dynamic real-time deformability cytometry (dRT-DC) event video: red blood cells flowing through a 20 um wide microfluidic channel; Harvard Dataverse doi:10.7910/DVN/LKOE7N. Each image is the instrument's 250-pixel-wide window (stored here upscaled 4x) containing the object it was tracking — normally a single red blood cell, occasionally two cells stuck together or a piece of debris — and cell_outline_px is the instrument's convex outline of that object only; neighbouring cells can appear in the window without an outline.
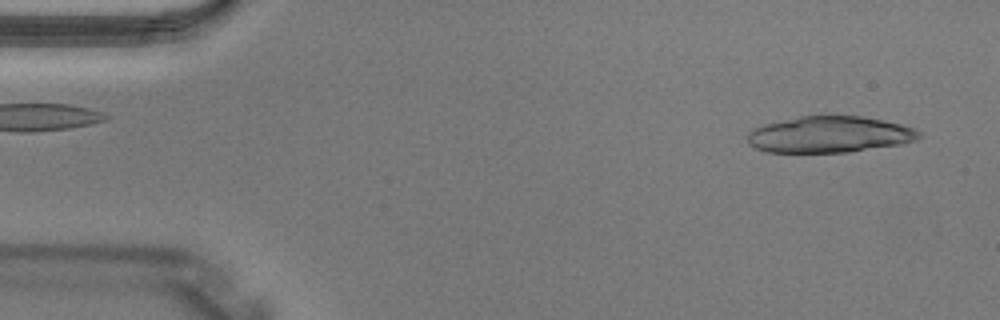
{"species": "Egyptian fruit bat (a non-hibernating species)", "species_latin": "Rousettus aegyptiacus", "temperature_condition": "warm", "stored_images_in_passage": 4, "camera_frame_rate_fps": 3000, "um_per_image_px": 0.085, "animal": {"sex": "male"}, "frame": {"image": 1, "passage_image": 1, "time_ms": 0.0, "image_size_px": [1000, 320], "cell_outline_px": [[920, 136], [916, 140], [900, 144], [848, 152], [768, 152], [756, 148], [748, 144], [748, 132], [752, 128], [764, 124], [800, 116], [864, 116], [884, 120], [900, 124], [912, 128], [920, 132]], "centroid_in_image_um": [70.48, 11.43], "position_along_channel_um": 14.5, "area_um2": 36.18}}